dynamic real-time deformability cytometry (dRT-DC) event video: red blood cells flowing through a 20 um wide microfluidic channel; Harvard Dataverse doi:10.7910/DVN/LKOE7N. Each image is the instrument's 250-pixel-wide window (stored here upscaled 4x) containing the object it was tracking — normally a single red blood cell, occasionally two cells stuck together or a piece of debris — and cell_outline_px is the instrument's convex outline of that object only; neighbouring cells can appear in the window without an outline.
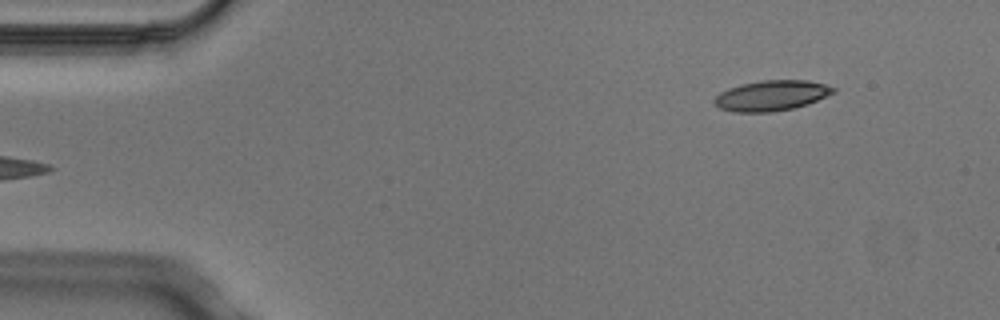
{"species": "Egyptian fruit bat (a non-hibernating species)", "species_latin": "Rousettus aegyptiacus", "temperature_condition": "cold", "stored_images_in_passage": 4, "segment_of_instrument_passage": [2, 2], "camera_frame_rate_fps": 3000, "um_per_image_px": 0.085, "animal": {"sex": "male"}, "frame": {"image": 1, "passage_image": 4, "time_ms": 1.0, "image_size_px": [1000, 320], "cell_outline_px": [[836, 92], [808, 104], [792, 108], [772, 112], [732, 112], [720, 108], [712, 100], [720, 92], [728, 88], [740, 84], [760, 80], [808, 80], [824, 84], [836, 88]], "centroid_in_image_um": [65.57, 8.12], "position_along_channel_um": 19.4, "area_um2": 21.15}}